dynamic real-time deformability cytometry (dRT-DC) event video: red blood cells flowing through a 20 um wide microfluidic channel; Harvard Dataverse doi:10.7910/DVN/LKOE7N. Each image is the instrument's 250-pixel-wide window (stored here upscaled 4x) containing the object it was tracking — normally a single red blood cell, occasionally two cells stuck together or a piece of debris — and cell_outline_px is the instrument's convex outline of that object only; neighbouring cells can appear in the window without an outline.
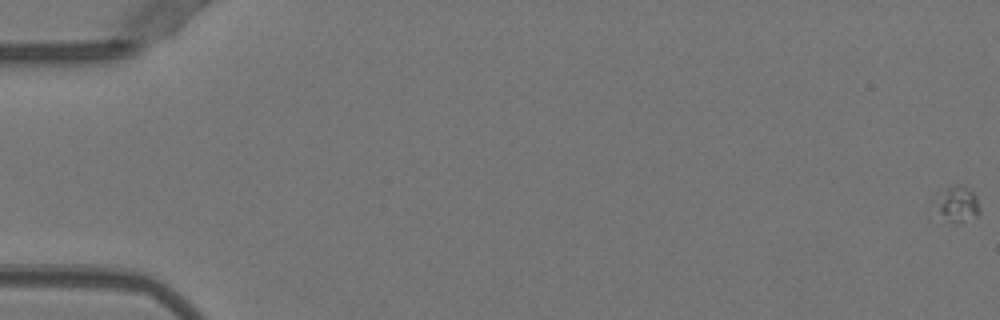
{"species": "Egyptian fruit bat (a non-hibernating species)", "species_latin": "Rousettus aegyptiacus", "temperature_condition": "warm", "stored_images_in_passage": 6, "camera_frame_rate_fps": 3000, "um_per_image_px": 0.085, "animal": {"sex": "female"}, "frame": {"image": 1, "passage_image": 1, "time_ms": 0.0, "image_size_px": [1000, 320], "cell_outline_px": [[980, 212], [976, 216], [964, 220], [948, 220], [928, 216], [928, 204], [948, 188], [956, 184], [964, 184], [976, 196], [980, 208]], "centroid_in_image_um": [81.16, 17.36], "position_along_channel_um": 3.8, "area_um2": 10.0}}